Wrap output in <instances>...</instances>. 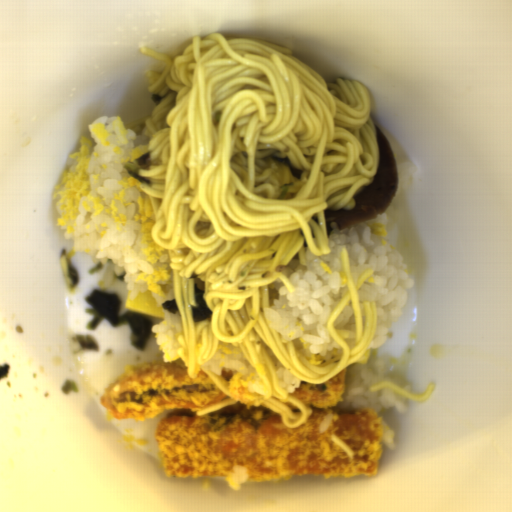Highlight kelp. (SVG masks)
Listing matches in <instances>:
<instances>
[{"label":"kelp","instance_id":"obj_1","mask_svg":"<svg viewBox=\"0 0 512 512\" xmlns=\"http://www.w3.org/2000/svg\"><path fill=\"white\" fill-rule=\"evenodd\" d=\"M85 301L92 306L86 309V313L92 317L88 324L90 330H95L104 319L116 327L127 323L130 328L129 339L132 346L141 351L146 349L153 326L151 319L136 312L120 315L122 299L116 294L105 293L95 288Z\"/></svg>","mask_w":512,"mask_h":512},{"label":"kelp","instance_id":"obj_2","mask_svg":"<svg viewBox=\"0 0 512 512\" xmlns=\"http://www.w3.org/2000/svg\"><path fill=\"white\" fill-rule=\"evenodd\" d=\"M193 292H194L196 306H192V308H191L192 317H193L195 323L202 322V321L210 318L212 313L203 299L205 291H203L202 289H199L198 285L195 283L194 287H193Z\"/></svg>","mask_w":512,"mask_h":512},{"label":"kelp","instance_id":"obj_3","mask_svg":"<svg viewBox=\"0 0 512 512\" xmlns=\"http://www.w3.org/2000/svg\"><path fill=\"white\" fill-rule=\"evenodd\" d=\"M161 306L174 314H177L179 311L175 298L164 301Z\"/></svg>","mask_w":512,"mask_h":512}]
</instances>
